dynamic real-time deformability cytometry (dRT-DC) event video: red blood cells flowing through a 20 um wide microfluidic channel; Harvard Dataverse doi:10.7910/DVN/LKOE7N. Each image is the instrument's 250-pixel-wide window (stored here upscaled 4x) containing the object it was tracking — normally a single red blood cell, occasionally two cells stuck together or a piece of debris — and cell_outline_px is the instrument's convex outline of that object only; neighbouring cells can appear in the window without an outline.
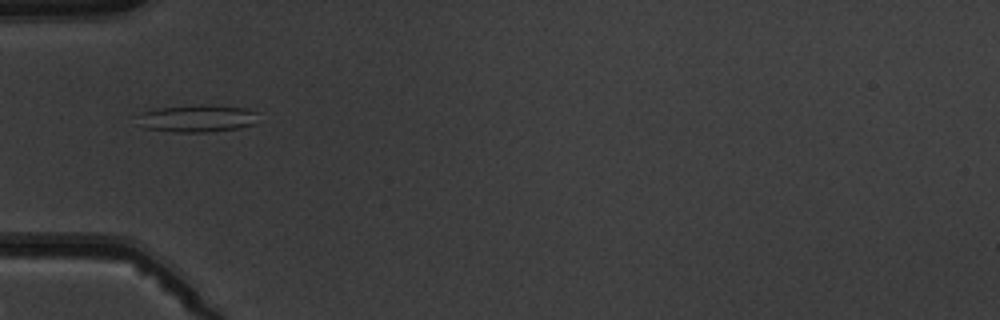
{"species": "common noctule bat (a hibernating species)", "species_latin": "Nyctalus noctula", "temperature_condition": "warm", "stored_images_in_passage": 8, "camera_frame_rate_fps": 3000, "um_per_image_px": 0.085, "animal": {"sex": "male", "body_mass_g": 19.5, "forearm_length_mm": 54.6}, "frame": {"image": 1, "passage_image": 5, "time_ms": 5.333, "image_size_px": [1000, 320], "cell_outline_px": [[256, 112], [252, 124], [240, 128], [208, 132], [172, 132], [144, 128], [140, 124], [140, 112], [156, 108], [200, 104], [204, 104], [248, 108]], "centroid_in_image_um": [16.73, 10.06], "position_along_channel_um": 68.3, "area_um2": 19.19}}
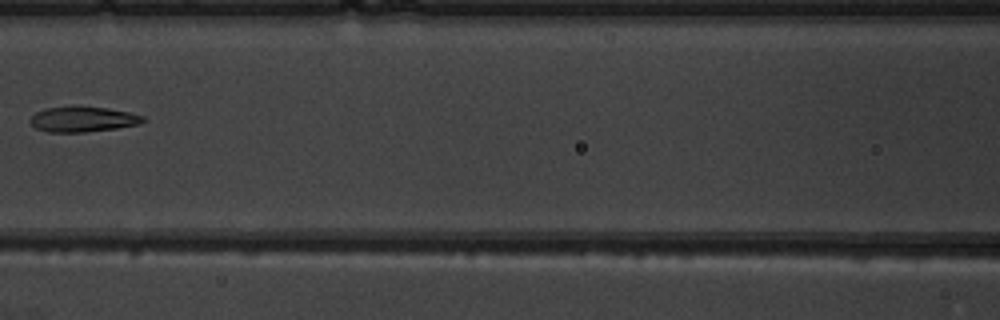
{"frame": {"image": 2, "passage_image": 7, "time_ms": 7.667, "image_size_px": [1000, 320], "cell_outline_px": [[148, 120], [140, 124], [116, 128], [88, 132], [48, 132], [36, 128], [28, 120], [36, 112], [44, 108], [72, 104], [76, 104], [108, 108], [128, 112], [144, 116]], "centroid_in_image_um": [7.04, 10.1], "position_along_channel_um": 159.6, "area_um2": 17.28}}
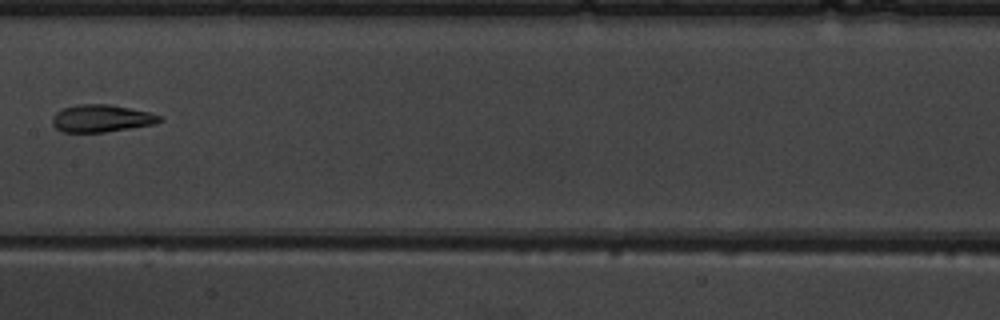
{"frame": {"image": 3, "passage_image": 8, "time_ms": 8.667, "image_size_px": [1000, 320], "cell_outline_px": [[164, 120], [156, 124], [104, 132], [64, 132], [56, 128], [52, 124], [52, 116], [56, 112], [64, 108], [80, 104], [108, 104], [148, 112], [160, 116]], "centroid_in_image_um": [8.62, 10.07], "position_along_channel_um": 198.8, "area_um2": 16.99}}